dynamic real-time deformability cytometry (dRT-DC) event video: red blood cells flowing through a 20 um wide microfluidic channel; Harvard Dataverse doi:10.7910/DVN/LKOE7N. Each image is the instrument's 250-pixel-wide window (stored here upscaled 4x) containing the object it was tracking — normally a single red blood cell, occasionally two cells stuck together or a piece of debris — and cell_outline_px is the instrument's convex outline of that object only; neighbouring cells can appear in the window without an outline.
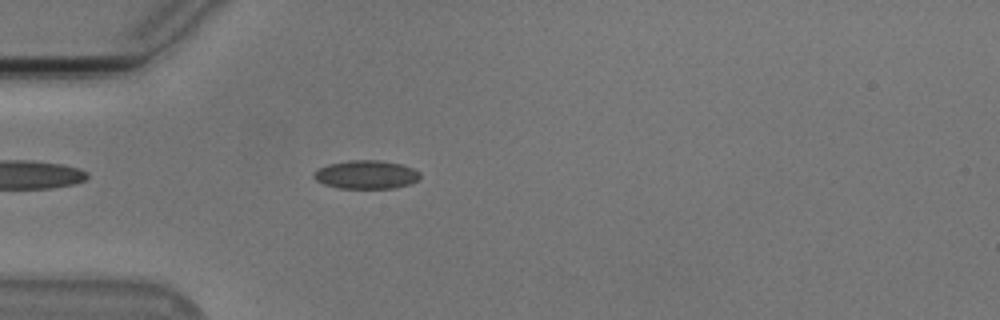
{"species": "Egyptian fruit bat (a non-hibernating species)", "species_latin": "Rousettus aegyptiacus", "temperature_condition": "cold", "stored_images_in_passage": 30, "camera_frame_rate_fps": 3000, "um_per_image_px": 0.085, "animal": {"sex": "male"}, "frame": {"image": 1, "passage_image": 3, "time_ms": 0.667, "image_size_px": [1000, 320], "cell_outline_px": [[420, 180], [396, 188], [340, 188], [324, 184], [316, 180], [312, 176], [312, 172], [328, 164], [348, 160], [380, 160], [400, 164], [412, 168], [420, 172]], "centroid_in_image_um": [31.12, 14.84], "position_along_channel_um": 53.9, "area_um2": 17.69}}
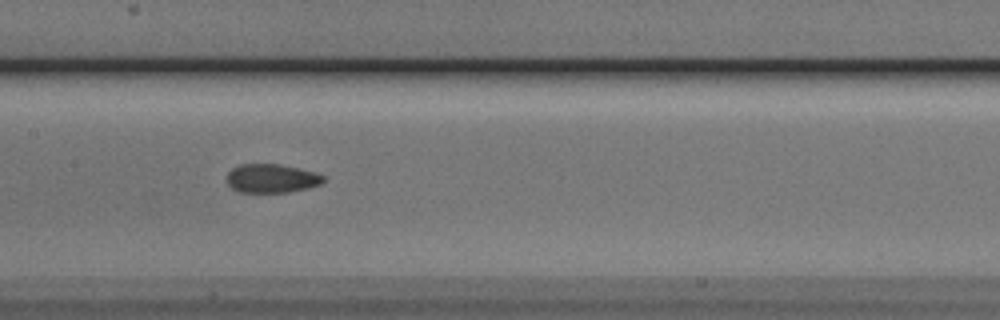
{"frame": {"image": 2, "passage_image": 14, "time_ms": 4.333, "image_size_px": [1000, 320], "cell_outline_px": [[324, 180], [320, 184], [308, 188], [288, 192], [236, 192], [228, 184], [228, 172], [232, 168], [240, 164], [280, 164], [316, 172], [324, 176]], "centroid_in_image_um": [23.08, 15.16], "position_along_channel_um": 184.3, "area_um2": 16.18}}
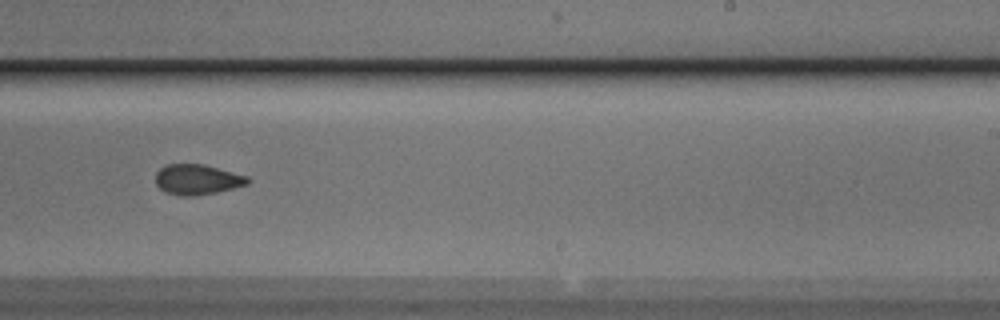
{"frame": {"image": 3, "passage_image": 21, "time_ms": 6.667, "image_size_px": [1000, 320], "cell_outline_px": [[248, 184], [216, 192], [192, 196], [180, 196], [164, 192], [156, 184], [156, 172], [160, 168], [168, 164], [204, 164], [248, 176]], "centroid_in_image_um": [16.74, 15.25], "position_along_channel_um": 272.3, "area_um2": 16.18}, "authors_computed_cell_mechanics": {"area_um2": 16.5597, "velocity_mm_per_s": 3.7858, "shape_relaxation_time_tau1_ms": 3.8353, "shape_relaxation_time_tau2_ms": 2.0261, "deformation_change_tau1": 0.1187, "deformation_change_tau2": 0.0778}}